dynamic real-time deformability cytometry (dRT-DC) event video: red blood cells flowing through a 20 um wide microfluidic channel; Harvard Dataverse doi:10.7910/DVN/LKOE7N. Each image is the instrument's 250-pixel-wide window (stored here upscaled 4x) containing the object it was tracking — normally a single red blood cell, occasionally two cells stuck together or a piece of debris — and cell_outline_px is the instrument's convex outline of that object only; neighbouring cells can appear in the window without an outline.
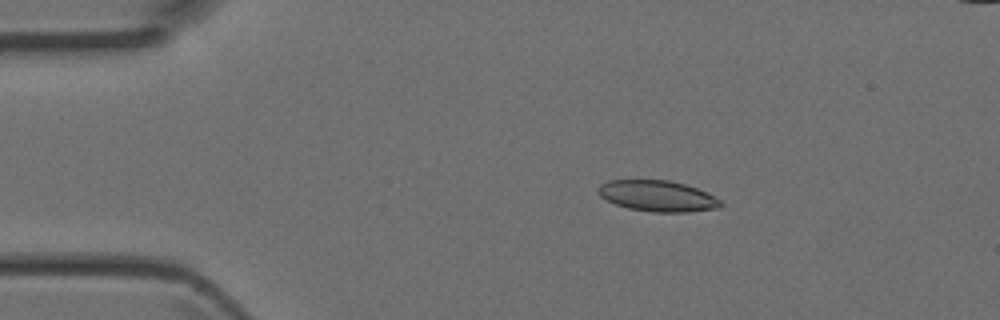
{"species": "Egyptian fruit bat (a non-hibernating species)", "species_latin": "Rousettus aegyptiacus", "temperature_condition": "room temperature", "stored_images_in_passage": 4, "camera_frame_rate_fps": 3000, "um_per_image_px": 0.085, "animal": {"sex": "female"}, "frame": {"image": 1, "passage_image": 3, "time_ms": 0.667, "image_size_px": [1000, 320], "cell_outline_px": [[724, 204], [720, 208], [688, 212], [652, 212], [628, 208], [616, 204], [600, 196], [596, 192], [596, 188], [600, 184], [608, 180], [668, 180], [684, 184], [708, 192], [720, 200]], "centroid_in_image_um": [55.89, 16.66], "position_along_channel_um": 29.1, "area_um2": 22.25}}